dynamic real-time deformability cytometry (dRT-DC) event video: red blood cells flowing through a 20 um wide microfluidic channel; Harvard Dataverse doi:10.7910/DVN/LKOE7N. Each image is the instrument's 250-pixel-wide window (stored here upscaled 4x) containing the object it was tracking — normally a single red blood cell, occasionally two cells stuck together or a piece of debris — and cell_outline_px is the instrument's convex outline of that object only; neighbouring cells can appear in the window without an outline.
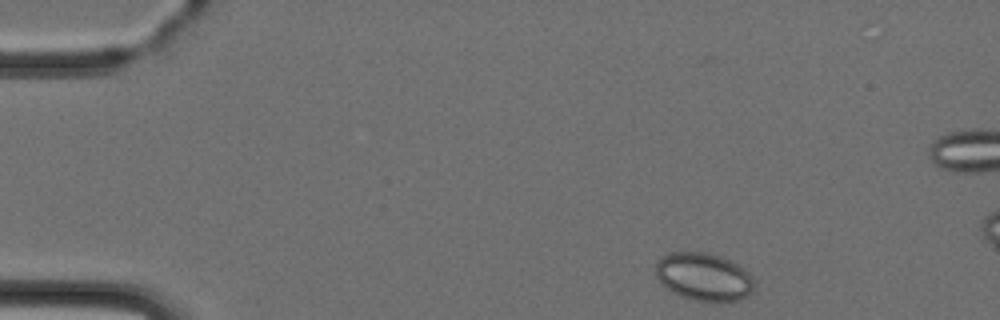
{"species": "Egyptian fruit bat (a non-hibernating species)", "species_latin": "Rousettus aegyptiacus", "temperature_condition": "cold", "stored_images_in_passage": 3, "camera_frame_rate_fps": 3000, "um_per_image_px": 0.085, "animal": {"sex": "female"}, "frame": {"image": 1, "passage_image": 1, "time_ms": 0.0, "image_size_px": [1000, 320], "cell_outline_px": [[752, 292], [740, 300], [720, 304], [696, 300], [680, 296], [672, 292], [656, 276], [656, 264], [664, 256], [672, 252], [704, 252], [720, 256], [732, 260], [740, 264], [752, 276]], "centroid_in_image_um": [59.87, 23.55], "position_along_channel_um": 25.1, "area_um2": 27.69}}